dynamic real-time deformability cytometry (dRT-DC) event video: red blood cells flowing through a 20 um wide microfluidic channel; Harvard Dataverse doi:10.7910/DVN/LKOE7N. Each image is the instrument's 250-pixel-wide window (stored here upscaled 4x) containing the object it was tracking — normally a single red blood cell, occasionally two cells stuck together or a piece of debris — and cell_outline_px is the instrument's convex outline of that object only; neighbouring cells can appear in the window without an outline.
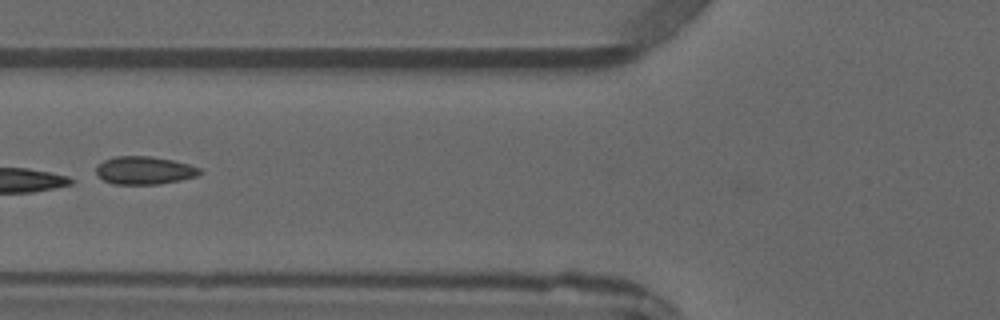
{"species": "common noctule bat (a hibernating species)", "species_latin": "Nyctalus noctula", "temperature_condition": "warm", "stored_images_in_passage": 6, "camera_frame_rate_fps": 3000, "um_per_image_px": 0.085, "animal": {"sex": "male", "forearm_length_mm": 52.5}, "frame": {"image": 1, "passage_image": 5, "time_ms": 5.0, "image_size_px": [1000, 320], "cell_outline_px": [[204, 172], [196, 176], [180, 180], [160, 184], [116, 184], [104, 180], [96, 176], [96, 164], [104, 160], [116, 156], [152, 156], [172, 160], [188, 164], [200, 168]], "centroid_in_image_um": [12.26, 14.48], "position_along_channel_um": 113.5, "area_um2": 16.99}}
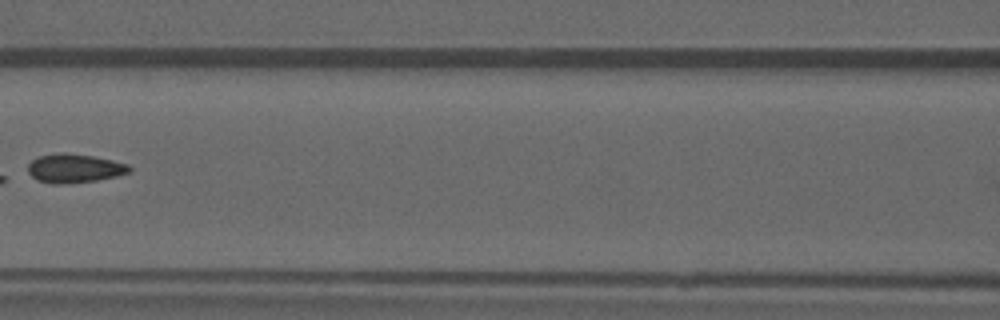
{"frame": {"image": 2, "passage_image": 6, "time_ms": 6.0, "image_size_px": [1000, 320], "cell_outline_px": [[132, 172], [116, 176], [96, 180], [64, 184], [52, 184], [36, 180], [28, 172], [28, 164], [32, 160], [40, 156], [60, 152], [64, 152], [92, 156], [112, 160], [128, 164], [132, 168]], "centroid_in_image_um": [6.33, 14.31], "position_along_channel_um": 160.3, "area_um2": 17.11}}